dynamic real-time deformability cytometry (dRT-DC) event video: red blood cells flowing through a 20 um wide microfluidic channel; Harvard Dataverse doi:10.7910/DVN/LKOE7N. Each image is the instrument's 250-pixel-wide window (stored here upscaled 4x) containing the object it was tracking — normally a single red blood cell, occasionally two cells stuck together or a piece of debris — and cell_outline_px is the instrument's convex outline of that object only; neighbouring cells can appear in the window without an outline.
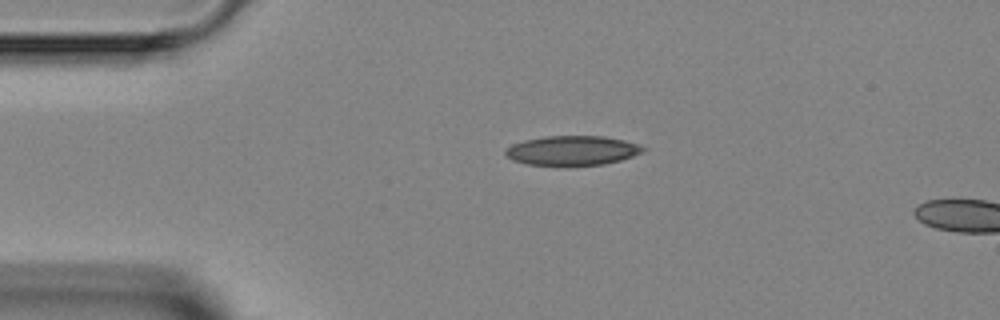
{"species": "Egyptian fruit bat (a non-hibernating species)", "species_latin": "Rousettus aegyptiacus", "temperature_condition": "room temperature", "stored_images_in_passage": 2, "camera_frame_rate_fps": 3000, "um_per_image_px": 0.085, "animal": {"sex": "female"}, "frame": {"image": 1, "passage_image": 1, "time_ms": 0.0, "image_size_px": [1000, 320], "cell_outline_px": [[648, 148], [644, 152], [620, 160], [604, 164], [568, 168], [528, 164], [512, 160], [504, 152], [512, 144], [524, 140], [548, 136], [604, 136], [624, 140], [640, 144]], "centroid_in_image_um": [48.68, 12.83], "position_along_channel_um": 36.3, "area_um2": 24.39}}